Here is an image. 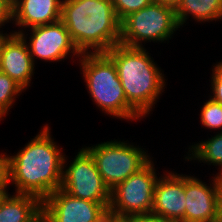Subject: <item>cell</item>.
<instances>
[{"mask_svg":"<svg viewBox=\"0 0 222 222\" xmlns=\"http://www.w3.org/2000/svg\"><path fill=\"white\" fill-rule=\"evenodd\" d=\"M146 51L144 47L118 44L106 52L116 65L127 102L142 117L152 111L166 83L161 69Z\"/></svg>","mask_w":222,"mask_h":222,"instance_id":"3","label":"cell"},{"mask_svg":"<svg viewBox=\"0 0 222 222\" xmlns=\"http://www.w3.org/2000/svg\"><path fill=\"white\" fill-rule=\"evenodd\" d=\"M124 222H172L154 213L136 214L124 219Z\"/></svg>","mask_w":222,"mask_h":222,"instance_id":"21","label":"cell"},{"mask_svg":"<svg viewBox=\"0 0 222 222\" xmlns=\"http://www.w3.org/2000/svg\"><path fill=\"white\" fill-rule=\"evenodd\" d=\"M219 180H220V184H221V194H222V172L221 173H217Z\"/></svg>","mask_w":222,"mask_h":222,"instance_id":"32","label":"cell"},{"mask_svg":"<svg viewBox=\"0 0 222 222\" xmlns=\"http://www.w3.org/2000/svg\"><path fill=\"white\" fill-rule=\"evenodd\" d=\"M116 16L121 22L131 13L137 12L148 6L152 0H111Z\"/></svg>","mask_w":222,"mask_h":222,"instance_id":"20","label":"cell"},{"mask_svg":"<svg viewBox=\"0 0 222 222\" xmlns=\"http://www.w3.org/2000/svg\"><path fill=\"white\" fill-rule=\"evenodd\" d=\"M18 31V32H17ZM12 31L0 48V71L7 74L24 90L30 86L35 63L29 53L24 30Z\"/></svg>","mask_w":222,"mask_h":222,"instance_id":"12","label":"cell"},{"mask_svg":"<svg viewBox=\"0 0 222 222\" xmlns=\"http://www.w3.org/2000/svg\"><path fill=\"white\" fill-rule=\"evenodd\" d=\"M109 204L76 198L59 188L42 201V212L52 222H95Z\"/></svg>","mask_w":222,"mask_h":222,"instance_id":"9","label":"cell"},{"mask_svg":"<svg viewBox=\"0 0 222 222\" xmlns=\"http://www.w3.org/2000/svg\"><path fill=\"white\" fill-rule=\"evenodd\" d=\"M60 20L81 54L106 53L120 44V21L111 0H62Z\"/></svg>","mask_w":222,"mask_h":222,"instance_id":"2","label":"cell"},{"mask_svg":"<svg viewBox=\"0 0 222 222\" xmlns=\"http://www.w3.org/2000/svg\"><path fill=\"white\" fill-rule=\"evenodd\" d=\"M180 28L172 7L151 2L120 22V44L143 48L142 42H165Z\"/></svg>","mask_w":222,"mask_h":222,"instance_id":"5","label":"cell"},{"mask_svg":"<svg viewBox=\"0 0 222 222\" xmlns=\"http://www.w3.org/2000/svg\"><path fill=\"white\" fill-rule=\"evenodd\" d=\"M200 113V120L203 126L210 130L222 129V104L210 97L202 106Z\"/></svg>","mask_w":222,"mask_h":222,"instance_id":"19","label":"cell"},{"mask_svg":"<svg viewBox=\"0 0 222 222\" xmlns=\"http://www.w3.org/2000/svg\"><path fill=\"white\" fill-rule=\"evenodd\" d=\"M166 173L159 177L155 185L151 212L172 222H184L185 176Z\"/></svg>","mask_w":222,"mask_h":222,"instance_id":"13","label":"cell"},{"mask_svg":"<svg viewBox=\"0 0 222 222\" xmlns=\"http://www.w3.org/2000/svg\"><path fill=\"white\" fill-rule=\"evenodd\" d=\"M36 222H40V215H39V217H38V219H37V221Z\"/></svg>","mask_w":222,"mask_h":222,"instance_id":"33","label":"cell"},{"mask_svg":"<svg viewBox=\"0 0 222 222\" xmlns=\"http://www.w3.org/2000/svg\"><path fill=\"white\" fill-rule=\"evenodd\" d=\"M152 2L160 3L176 10L181 4L182 0H152Z\"/></svg>","mask_w":222,"mask_h":222,"instance_id":"27","label":"cell"},{"mask_svg":"<svg viewBox=\"0 0 222 222\" xmlns=\"http://www.w3.org/2000/svg\"><path fill=\"white\" fill-rule=\"evenodd\" d=\"M158 179L154 163L150 160L138 172L111 190L108 210L123 219L136 214L151 213Z\"/></svg>","mask_w":222,"mask_h":222,"instance_id":"7","label":"cell"},{"mask_svg":"<svg viewBox=\"0 0 222 222\" xmlns=\"http://www.w3.org/2000/svg\"><path fill=\"white\" fill-rule=\"evenodd\" d=\"M42 200L30 194L8 195L0 205V222H36Z\"/></svg>","mask_w":222,"mask_h":222,"instance_id":"15","label":"cell"},{"mask_svg":"<svg viewBox=\"0 0 222 222\" xmlns=\"http://www.w3.org/2000/svg\"><path fill=\"white\" fill-rule=\"evenodd\" d=\"M31 35L27 44L33 62L35 59L44 61H62L68 54L81 57V53L74 45L64 23L58 22L30 28ZM36 57V58H35Z\"/></svg>","mask_w":222,"mask_h":222,"instance_id":"10","label":"cell"},{"mask_svg":"<svg viewBox=\"0 0 222 222\" xmlns=\"http://www.w3.org/2000/svg\"><path fill=\"white\" fill-rule=\"evenodd\" d=\"M7 35H10V34H6V33H5V35H4V34H0V48H1V45H2L3 39H4Z\"/></svg>","mask_w":222,"mask_h":222,"instance_id":"31","label":"cell"},{"mask_svg":"<svg viewBox=\"0 0 222 222\" xmlns=\"http://www.w3.org/2000/svg\"><path fill=\"white\" fill-rule=\"evenodd\" d=\"M212 184L185 175L184 222H218L221 184L217 176Z\"/></svg>","mask_w":222,"mask_h":222,"instance_id":"11","label":"cell"},{"mask_svg":"<svg viewBox=\"0 0 222 222\" xmlns=\"http://www.w3.org/2000/svg\"><path fill=\"white\" fill-rule=\"evenodd\" d=\"M218 222H222V194L220 195L219 199Z\"/></svg>","mask_w":222,"mask_h":222,"instance_id":"29","label":"cell"},{"mask_svg":"<svg viewBox=\"0 0 222 222\" xmlns=\"http://www.w3.org/2000/svg\"><path fill=\"white\" fill-rule=\"evenodd\" d=\"M218 134L214 135V137L201 141L200 143H194V145L190 146L191 149L188 153V157H185L188 161L190 160H198L202 161L209 165L213 164L214 166L219 167V173L222 172V131L217 132ZM192 155V156H191Z\"/></svg>","mask_w":222,"mask_h":222,"instance_id":"17","label":"cell"},{"mask_svg":"<svg viewBox=\"0 0 222 222\" xmlns=\"http://www.w3.org/2000/svg\"><path fill=\"white\" fill-rule=\"evenodd\" d=\"M24 89L7 74L0 71V119L8 114V111L15 102L16 96ZM0 120V121H1Z\"/></svg>","mask_w":222,"mask_h":222,"instance_id":"18","label":"cell"},{"mask_svg":"<svg viewBox=\"0 0 222 222\" xmlns=\"http://www.w3.org/2000/svg\"><path fill=\"white\" fill-rule=\"evenodd\" d=\"M49 128L44 126L16 155H9L14 194H30L43 201L61 187L64 155Z\"/></svg>","mask_w":222,"mask_h":222,"instance_id":"1","label":"cell"},{"mask_svg":"<svg viewBox=\"0 0 222 222\" xmlns=\"http://www.w3.org/2000/svg\"><path fill=\"white\" fill-rule=\"evenodd\" d=\"M175 11L180 27L191 15L197 22L217 21L222 19V0H182Z\"/></svg>","mask_w":222,"mask_h":222,"instance_id":"16","label":"cell"},{"mask_svg":"<svg viewBox=\"0 0 222 222\" xmlns=\"http://www.w3.org/2000/svg\"><path fill=\"white\" fill-rule=\"evenodd\" d=\"M95 222H124V219L119 217L116 213L107 210L97 221Z\"/></svg>","mask_w":222,"mask_h":222,"instance_id":"25","label":"cell"},{"mask_svg":"<svg viewBox=\"0 0 222 222\" xmlns=\"http://www.w3.org/2000/svg\"><path fill=\"white\" fill-rule=\"evenodd\" d=\"M13 20L12 0H0V28ZM0 34H4L0 31Z\"/></svg>","mask_w":222,"mask_h":222,"instance_id":"22","label":"cell"},{"mask_svg":"<svg viewBox=\"0 0 222 222\" xmlns=\"http://www.w3.org/2000/svg\"><path fill=\"white\" fill-rule=\"evenodd\" d=\"M85 149L93 157L102 179L110 190L151 160L143 149L126 141H107Z\"/></svg>","mask_w":222,"mask_h":222,"instance_id":"6","label":"cell"},{"mask_svg":"<svg viewBox=\"0 0 222 222\" xmlns=\"http://www.w3.org/2000/svg\"><path fill=\"white\" fill-rule=\"evenodd\" d=\"M61 0H12L13 20L19 28H33L60 21Z\"/></svg>","mask_w":222,"mask_h":222,"instance_id":"14","label":"cell"},{"mask_svg":"<svg viewBox=\"0 0 222 222\" xmlns=\"http://www.w3.org/2000/svg\"><path fill=\"white\" fill-rule=\"evenodd\" d=\"M40 222H52L43 212L40 214Z\"/></svg>","mask_w":222,"mask_h":222,"instance_id":"30","label":"cell"},{"mask_svg":"<svg viewBox=\"0 0 222 222\" xmlns=\"http://www.w3.org/2000/svg\"><path fill=\"white\" fill-rule=\"evenodd\" d=\"M80 58L88 93L102 112L126 120L142 117L127 102L116 65L106 53H83Z\"/></svg>","mask_w":222,"mask_h":222,"instance_id":"4","label":"cell"},{"mask_svg":"<svg viewBox=\"0 0 222 222\" xmlns=\"http://www.w3.org/2000/svg\"><path fill=\"white\" fill-rule=\"evenodd\" d=\"M7 186L8 185H0V205L2 202L7 198L9 193L7 192Z\"/></svg>","mask_w":222,"mask_h":222,"instance_id":"28","label":"cell"},{"mask_svg":"<svg viewBox=\"0 0 222 222\" xmlns=\"http://www.w3.org/2000/svg\"><path fill=\"white\" fill-rule=\"evenodd\" d=\"M213 95L210 96L214 101L222 104V82H211Z\"/></svg>","mask_w":222,"mask_h":222,"instance_id":"24","label":"cell"},{"mask_svg":"<svg viewBox=\"0 0 222 222\" xmlns=\"http://www.w3.org/2000/svg\"><path fill=\"white\" fill-rule=\"evenodd\" d=\"M212 69L211 82H222V61L218 62Z\"/></svg>","mask_w":222,"mask_h":222,"instance_id":"26","label":"cell"},{"mask_svg":"<svg viewBox=\"0 0 222 222\" xmlns=\"http://www.w3.org/2000/svg\"><path fill=\"white\" fill-rule=\"evenodd\" d=\"M66 159L64 154L60 188L76 198L110 203L111 190L102 179L91 154L82 148L67 169Z\"/></svg>","mask_w":222,"mask_h":222,"instance_id":"8","label":"cell"},{"mask_svg":"<svg viewBox=\"0 0 222 222\" xmlns=\"http://www.w3.org/2000/svg\"><path fill=\"white\" fill-rule=\"evenodd\" d=\"M10 171H9V155L0 154V185H9Z\"/></svg>","mask_w":222,"mask_h":222,"instance_id":"23","label":"cell"}]
</instances>
